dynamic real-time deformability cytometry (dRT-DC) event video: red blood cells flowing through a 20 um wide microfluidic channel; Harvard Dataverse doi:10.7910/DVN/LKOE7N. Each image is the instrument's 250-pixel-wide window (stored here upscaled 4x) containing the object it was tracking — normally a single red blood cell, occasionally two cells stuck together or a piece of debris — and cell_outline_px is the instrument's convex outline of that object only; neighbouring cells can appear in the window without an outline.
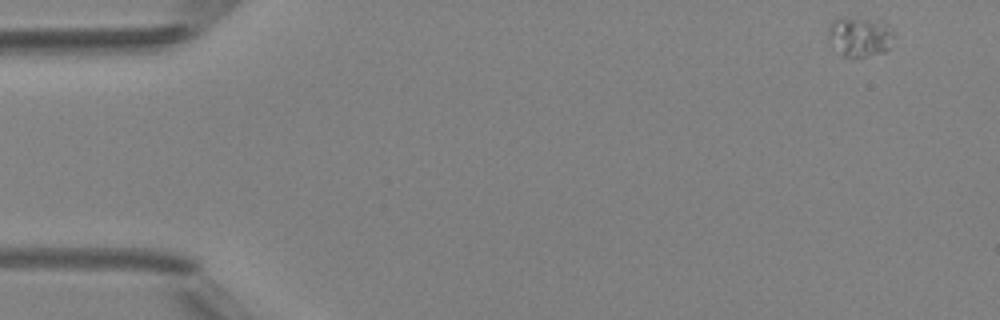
{"species": "Egyptian fruit bat (a non-hibernating species)", "species_latin": "Rousettus aegyptiacus", "temperature_condition": "room temperature", "stored_images_in_passage": 48, "camera_frame_rate_fps": 3000, "um_per_image_px": 0.085, "animal": {"sex": "female"}, "frame": {"image": 1, "passage_image": 1, "time_ms": 0.0, "image_size_px": [1000, 320], "cell_outline_px": [[896, 32], [888, 48], [884, 52], [864, 56], [844, 56], [828, 40], [828, 24], [832, 20], [840, 16], [844, 16], [868, 20], [888, 24]], "centroid_in_image_um": [73.06, 3.08], "position_along_channel_um": 11.9, "area_um2": 15.14}}
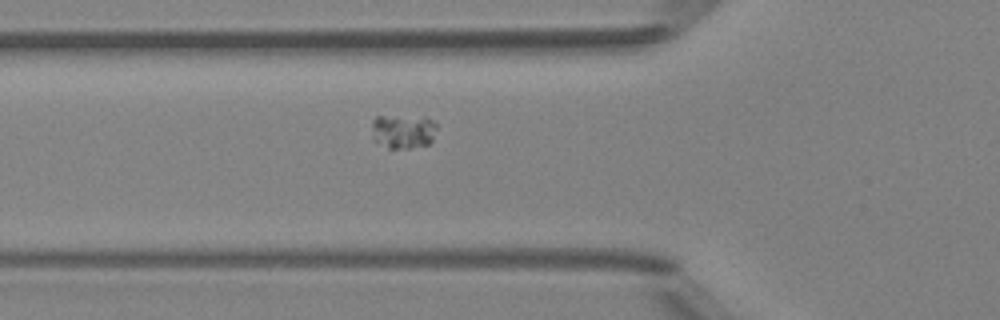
{"frame": {"image": 2, "passage_image": 16, "time_ms": 5.0, "image_size_px": [1000, 320], "cell_outline_px": [[436, 128], [432, 140], [428, 144], [408, 148], [388, 148], [376, 144], [372, 128], [372, 120], [376, 116], [424, 116], [432, 120], [436, 124]], "centroid_in_image_um": [34.25, 11.15], "position_along_channel_um": 91.5, "area_um2": 13.06}}
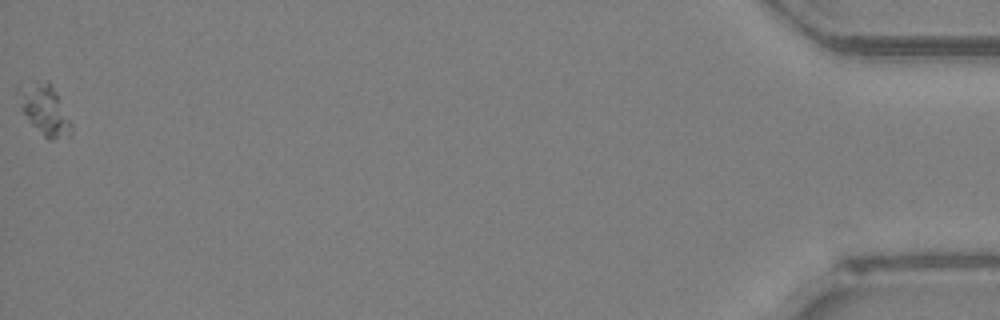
{"frame": {"image": 3, "passage_image": 48, "time_ms": 15.667, "image_size_px": [1000, 320], "cell_outline_px": [[72, 132], [68, 136], [52, 140], [48, 140], [32, 124], [20, 108], [24, 96], [48, 80], [56, 92], [72, 124]], "centroid_in_image_um": [3.99, 9.55], "position_along_channel_um": 431.2, "area_um2": 13.53}}